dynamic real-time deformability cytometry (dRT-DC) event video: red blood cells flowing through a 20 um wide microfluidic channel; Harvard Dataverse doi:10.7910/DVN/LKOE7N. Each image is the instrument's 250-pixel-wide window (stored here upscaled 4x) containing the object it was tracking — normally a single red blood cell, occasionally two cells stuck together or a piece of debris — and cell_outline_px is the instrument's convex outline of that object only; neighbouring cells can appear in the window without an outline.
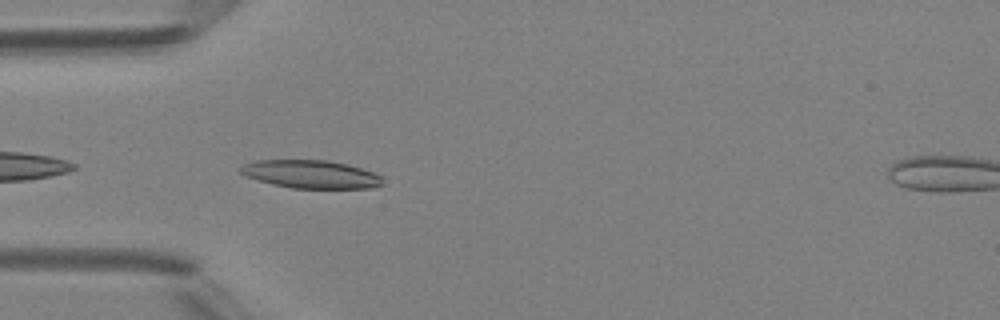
{"species": "Egyptian fruit bat (a non-hibernating species)", "species_latin": "Rousettus aegyptiacus", "temperature_condition": "room temperature", "stored_images_in_passage": 6, "camera_frame_rate_fps": 3000, "um_per_image_px": 0.085, "animal": {"sex": "female"}, "frame": {"image": 1, "passage_image": 5, "time_ms": 4.333, "image_size_px": [1000, 320], "cell_outline_px": [[380, 184], [372, 188], [292, 188], [272, 184], [244, 176], [240, 172], [240, 168], [244, 164], [256, 160], [328, 160], [348, 164], [372, 172], [380, 176]], "centroid_in_image_um": [26.37, 14.8], "position_along_channel_um": 58.6, "area_um2": 23.06}}